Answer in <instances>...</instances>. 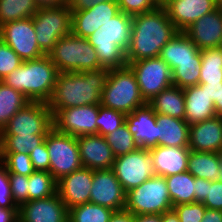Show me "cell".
I'll return each instance as SVG.
<instances>
[{"mask_svg": "<svg viewBox=\"0 0 222 222\" xmlns=\"http://www.w3.org/2000/svg\"><path fill=\"white\" fill-rule=\"evenodd\" d=\"M203 89H206L209 98L215 103L219 100L220 94L222 92V83H209V84H199Z\"/></svg>", "mask_w": 222, "mask_h": 222, "instance_id": "obj_50", "label": "cell"}, {"mask_svg": "<svg viewBox=\"0 0 222 222\" xmlns=\"http://www.w3.org/2000/svg\"><path fill=\"white\" fill-rule=\"evenodd\" d=\"M69 209L59 194L31 200L18 208V222H68Z\"/></svg>", "mask_w": 222, "mask_h": 222, "instance_id": "obj_16", "label": "cell"}, {"mask_svg": "<svg viewBox=\"0 0 222 222\" xmlns=\"http://www.w3.org/2000/svg\"><path fill=\"white\" fill-rule=\"evenodd\" d=\"M163 7L175 28L184 31L219 6L218 0H167Z\"/></svg>", "mask_w": 222, "mask_h": 222, "instance_id": "obj_19", "label": "cell"}, {"mask_svg": "<svg viewBox=\"0 0 222 222\" xmlns=\"http://www.w3.org/2000/svg\"><path fill=\"white\" fill-rule=\"evenodd\" d=\"M38 9L35 0H0V27L8 22L33 17Z\"/></svg>", "mask_w": 222, "mask_h": 222, "instance_id": "obj_33", "label": "cell"}, {"mask_svg": "<svg viewBox=\"0 0 222 222\" xmlns=\"http://www.w3.org/2000/svg\"><path fill=\"white\" fill-rule=\"evenodd\" d=\"M172 205L195 202V177L188 171L165 177Z\"/></svg>", "mask_w": 222, "mask_h": 222, "instance_id": "obj_30", "label": "cell"}, {"mask_svg": "<svg viewBox=\"0 0 222 222\" xmlns=\"http://www.w3.org/2000/svg\"><path fill=\"white\" fill-rule=\"evenodd\" d=\"M180 222H201L206 206L202 202L178 204L173 206Z\"/></svg>", "mask_w": 222, "mask_h": 222, "instance_id": "obj_43", "label": "cell"}, {"mask_svg": "<svg viewBox=\"0 0 222 222\" xmlns=\"http://www.w3.org/2000/svg\"><path fill=\"white\" fill-rule=\"evenodd\" d=\"M48 56L59 73L102 69L95 48L89 44L88 39L72 32L61 37Z\"/></svg>", "mask_w": 222, "mask_h": 222, "instance_id": "obj_5", "label": "cell"}, {"mask_svg": "<svg viewBox=\"0 0 222 222\" xmlns=\"http://www.w3.org/2000/svg\"><path fill=\"white\" fill-rule=\"evenodd\" d=\"M219 177H218V180L219 181H222V151L219 152Z\"/></svg>", "mask_w": 222, "mask_h": 222, "instance_id": "obj_58", "label": "cell"}, {"mask_svg": "<svg viewBox=\"0 0 222 222\" xmlns=\"http://www.w3.org/2000/svg\"><path fill=\"white\" fill-rule=\"evenodd\" d=\"M127 65L135 74L140 93L146 103L173 85L172 70L160 57L127 62Z\"/></svg>", "mask_w": 222, "mask_h": 222, "instance_id": "obj_10", "label": "cell"}, {"mask_svg": "<svg viewBox=\"0 0 222 222\" xmlns=\"http://www.w3.org/2000/svg\"><path fill=\"white\" fill-rule=\"evenodd\" d=\"M177 32L164 7L134 15L127 62L159 57L162 48Z\"/></svg>", "mask_w": 222, "mask_h": 222, "instance_id": "obj_1", "label": "cell"}, {"mask_svg": "<svg viewBox=\"0 0 222 222\" xmlns=\"http://www.w3.org/2000/svg\"><path fill=\"white\" fill-rule=\"evenodd\" d=\"M98 113L99 104L60 109L53 115V127L74 137L98 134Z\"/></svg>", "mask_w": 222, "mask_h": 222, "instance_id": "obj_14", "label": "cell"}, {"mask_svg": "<svg viewBox=\"0 0 222 222\" xmlns=\"http://www.w3.org/2000/svg\"><path fill=\"white\" fill-rule=\"evenodd\" d=\"M126 114L99 104V113L96 120L98 134L106 136L125 124Z\"/></svg>", "mask_w": 222, "mask_h": 222, "instance_id": "obj_39", "label": "cell"}, {"mask_svg": "<svg viewBox=\"0 0 222 222\" xmlns=\"http://www.w3.org/2000/svg\"><path fill=\"white\" fill-rule=\"evenodd\" d=\"M208 180L195 177V202H203L207 197Z\"/></svg>", "mask_w": 222, "mask_h": 222, "instance_id": "obj_48", "label": "cell"}, {"mask_svg": "<svg viewBox=\"0 0 222 222\" xmlns=\"http://www.w3.org/2000/svg\"><path fill=\"white\" fill-rule=\"evenodd\" d=\"M120 11L134 16L154 10L157 6L151 0H116Z\"/></svg>", "mask_w": 222, "mask_h": 222, "instance_id": "obj_44", "label": "cell"}, {"mask_svg": "<svg viewBox=\"0 0 222 222\" xmlns=\"http://www.w3.org/2000/svg\"><path fill=\"white\" fill-rule=\"evenodd\" d=\"M30 102L23 93L0 81V132L10 118Z\"/></svg>", "mask_w": 222, "mask_h": 222, "instance_id": "obj_31", "label": "cell"}, {"mask_svg": "<svg viewBox=\"0 0 222 222\" xmlns=\"http://www.w3.org/2000/svg\"><path fill=\"white\" fill-rule=\"evenodd\" d=\"M218 6L222 7V0H218Z\"/></svg>", "mask_w": 222, "mask_h": 222, "instance_id": "obj_60", "label": "cell"}, {"mask_svg": "<svg viewBox=\"0 0 222 222\" xmlns=\"http://www.w3.org/2000/svg\"><path fill=\"white\" fill-rule=\"evenodd\" d=\"M173 208L165 177L155 175L126 192L125 210L134 216L163 214Z\"/></svg>", "mask_w": 222, "mask_h": 222, "instance_id": "obj_7", "label": "cell"}, {"mask_svg": "<svg viewBox=\"0 0 222 222\" xmlns=\"http://www.w3.org/2000/svg\"><path fill=\"white\" fill-rule=\"evenodd\" d=\"M58 73L50 57L44 55L38 59L23 61L2 82L23 93L31 102L47 103L53 94Z\"/></svg>", "mask_w": 222, "mask_h": 222, "instance_id": "obj_4", "label": "cell"}, {"mask_svg": "<svg viewBox=\"0 0 222 222\" xmlns=\"http://www.w3.org/2000/svg\"><path fill=\"white\" fill-rule=\"evenodd\" d=\"M199 84L222 83V48L213 47L201 50Z\"/></svg>", "mask_w": 222, "mask_h": 222, "instance_id": "obj_32", "label": "cell"}, {"mask_svg": "<svg viewBox=\"0 0 222 222\" xmlns=\"http://www.w3.org/2000/svg\"><path fill=\"white\" fill-rule=\"evenodd\" d=\"M201 222H222V211L206 208Z\"/></svg>", "mask_w": 222, "mask_h": 222, "instance_id": "obj_53", "label": "cell"}, {"mask_svg": "<svg viewBox=\"0 0 222 222\" xmlns=\"http://www.w3.org/2000/svg\"><path fill=\"white\" fill-rule=\"evenodd\" d=\"M45 142L50 158L49 172L56 181L83 167L77 137L59 132L53 127L46 134Z\"/></svg>", "mask_w": 222, "mask_h": 222, "instance_id": "obj_9", "label": "cell"}, {"mask_svg": "<svg viewBox=\"0 0 222 222\" xmlns=\"http://www.w3.org/2000/svg\"><path fill=\"white\" fill-rule=\"evenodd\" d=\"M93 170L82 167L57 181V193L68 209L90 202Z\"/></svg>", "mask_w": 222, "mask_h": 222, "instance_id": "obj_18", "label": "cell"}, {"mask_svg": "<svg viewBox=\"0 0 222 222\" xmlns=\"http://www.w3.org/2000/svg\"><path fill=\"white\" fill-rule=\"evenodd\" d=\"M173 71L180 62L201 61V50L184 31H178L162 48L160 56Z\"/></svg>", "mask_w": 222, "mask_h": 222, "instance_id": "obj_26", "label": "cell"}, {"mask_svg": "<svg viewBox=\"0 0 222 222\" xmlns=\"http://www.w3.org/2000/svg\"><path fill=\"white\" fill-rule=\"evenodd\" d=\"M104 138L109 144L115 158L135 151L139 147L134 141L133 135L129 131L126 123L104 136Z\"/></svg>", "mask_w": 222, "mask_h": 222, "instance_id": "obj_37", "label": "cell"}, {"mask_svg": "<svg viewBox=\"0 0 222 222\" xmlns=\"http://www.w3.org/2000/svg\"><path fill=\"white\" fill-rule=\"evenodd\" d=\"M152 153L156 175L167 177L187 171L189 147L155 146L149 149Z\"/></svg>", "mask_w": 222, "mask_h": 222, "instance_id": "obj_24", "label": "cell"}, {"mask_svg": "<svg viewBox=\"0 0 222 222\" xmlns=\"http://www.w3.org/2000/svg\"><path fill=\"white\" fill-rule=\"evenodd\" d=\"M0 222H18V208L0 207Z\"/></svg>", "mask_w": 222, "mask_h": 222, "instance_id": "obj_51", "label": "cell"}, {"mask_svg": "<svg viewBox=\"0 0 222 222\" xmlns=\"http://www.w3.org/2000/svg\"><path fill=\"white\" fill-rule=\"evenodd\" d=\"M53 128V114L45 102H30L15 113L0 135H46Z\"/></svg>", "mask_w": 222, "mask_h": 222, "instance_id": "obj_12", "label": "cell"}, {"mask_svg": "<svg viewBox=\"0 0 222 222\" xmlns=\"http://www.w3.org/2000/svg\"><path fill=\"white\" fill-rule=\"evenodd\" d=\"M22 63L23 60L0 38V81Z\"/></svg>", "mask_w": 222, "mask_h": 222, "instance_id": "obj_41", "label": "cell"}, {"mask_svg": "<svg viewBox=\"0 0 222 222\" xmlns=\"http://www.w3.org/2000/svg\"><path fill=\"white\" fill-rule=\"evenodd\" d=\"M113 212L109 208L89 202L70 208L68 222H109Z\"/></svg>", "mask_w": 222, "mask_h": 222, "instance_id": "obj_35", "label": "cell"}, {"mask_svg": "<svg viewBox=\"0 0 222 222\" xmlns=\"http://www.w3.org/2000/svg\"><path fill=\"white\" fill-rule=\"evenodd\" d=\"M8 179L12 201L19 208L28 202V176L8 173Z\"/></svg>", "mask_w": 222, "mask_h": 222, "instance_id": "obj_42", "label": "cell"}, {"mask_svg": "<svg viewBox=\"0 0 222 222\" xmlns=\"http://www.w3.org/2000/svg\"><path fill=\"white\" fill-rule=\"evenodd\" d=\"M0 207L17 208L12 201L8 172L5 165L0 161Z\"/></svg>", "mask_w": 222, "mask_h": 222, "instance_id": "obj_47", "label": "cell"}, {"mask_svg": "<svg viewBox=\"0 0 222 222\" xmlns=\"http://www.w3.org/2000/svg\"><path fill=\"white\" fill-rule=\"evenodd\" d=\"M82 166L91 170L112 169L114 154L105 138L99 134L77 137Z\"/></svg>", "mask_w": 222, "mask_h": 222, "instance_id": "obj_20", "label": "cell"}, {"mask_svg": "<svg viewBox=\"0 0 222 222\" xmlns=\"http://www.w3.org/2000/svg\"><path fill=\"white\" fill-rule=\"evenodd\" d=\"M28 201L57 194V181L47 171H34L28 176Z\"/></svg>", "mask_w": 222, "mask_h": 222, "instance_id": "obj_34", "label": "cell"}, {"mask_svg": "<svg viewBox=\"0 0 222 222\" xmlns=\"http://www.w3.org/2000/svg\"><path fill=\"white\" fill-rule=\"evenodd\" d=\"M156 114H162L184 120L185 96L183 89L172 85L147 103Z\"/></svg>", "mask_w": 222, "mask_h": 222, "instance_id": "obj_28", "label": "cell"}, {"mask_svg": "<svg viewBox=\"0 0 222 222\" xmlns=\"http://www.w3.org/2000/svg\"><path fill=\"white\" fill-rule=\"evenodd\" d=\"M0 161L5 165L8 173L29 176L35 171L29 154L0 152Z\"/></svg>", "mask_w": 222, "mask_h": 222, "instance_id": "obj_40", "label": "cell"}, {"mask_svg": "<svg viewBox=\"0 0 222 222\" xmlns=\"http://www.w3.org/2000/svg\"><path fill=\"white\" fill-rule=\"evenodd\" d=\"M157 7H163L167 0H151Z\"/></svg>", "mask_w": 222, "mask_h": 222, "instance_id": "obj_59", "label": "cell"}, {"mask_svg": "<svg viewBox=\"0 0 222 222\" xmlns=\"http://www.w3.org/2000/svg\"><path fill=\"white\" fill-rule=\"evenodd\" d=\"M146 104L136 76L128 65L110 69L105 88L101 93L103 107L130 114Z\"/></svg>", "mask_w": 222, "mask_h": 222, "instance_id": "obj_6", "label": "cell"}, {"mask_svg": "<svg viewBox=\"0 0 222 222\" xmlns=\"http://www.w3.org/2000/svg\"><path fill=\"white\" fill-rule=\"evenodd\" d=\"M90 203L101 205L113 211L125 208L126 192L112 169L93 170Z\"/></svg>", "mask_w": 222, "mask_h": 222, "instance_id": "obj_15", "label": "cell"}, {"mask_svg": "<svg viewBox=\"0 0 222 222\" xmlns=\"http://www.w3.org/2000/svg\"><path fill=\"white\" fill-rule=\"evenodd\" d=\"M201 61H185L178 63V66L172 71L173 85L181 89L195 86L200 81Z\"/></svg>", "mask_w": 222, "mask_h": 222, "instance_id": "obj_38", "label": "cell"}, {"mask_svg": "<svg viewBox=\"0 0 222 222\" xmlns=\"http://www.w3.org/2000/svg\"><path fill=\"white\" fill-rule=\"evenodd\" d=\"M189 149L196 152L222 151V118L215 116L190 124Z\"/></svg>", "mask_w": 222, "mask_h": 222, "instance_id": "obj_22", "label": "cell"}, {"mask_svg": "<svg viewBox=\"0 0 222 222\" xmlns=\"http://www.w3.org/2000/svg\"><path fill=\"white\" fill-rule=\"evenodd\" d=\"M184 32L199 50L221 47L222 8L218 7L196 20Z\"/></svg>", "mask_w": 222, "mask_h": 222, "instance_id": "obj_21", "label": "cell"}, {"mask_svg": "<svg viewBox=\"0 0 222 222\" xmlns=\"http://www.w3.org/2000/svg\"><path fill=\"white\" fill-rule=\"evenodd\" d=\"M216 116H220L222 118V92L220 94L219 100H216L214 103Z\"/></svg>", "mask_w": 222, "mask_h": 222, "instance_id": "obj_57", "label": "cell"}, {"mask_svg": "<svg viewBox=\"0 0 222 222\" xmlns=\"http://www.w3.org/2000/svg\"><path fill=\"white\" fill-rule=\"evenodd\" d=\"M0 38L23 61L38 59L46 55L37 44L32 17L2 25Z\"/></svg>", "mask_w": 222, "mask_h": 222, "instance_id": "obj_13", "label": "cell"}, {"mask_svg": "<svg viewBox=\"0 0 222 222\" xmlns=\"http://www.w3.org/2000/svg\"><path fill=\"white\" fill-rule=\"evenodd\" d=\"M161 222H180V220L177 213L172 208L171 210L165 211L161 214Z\"/></svg>", "mask_w": 222, "mask_h": 222, "instance_id": "obj_56", "label": "cell"}, {"mask_svg": "<svg viewBox=\"0 0 222 222\" xmlns=\"http://www.w3.org/2000/svg\"><path fill=\"white\" fill-rule=\"evenodd\" d=\"M185 96V118L190 125L216 116L214 102L206 89L199 84L183 89Z\"/></svg>", "mask_w": 222, "mask_h": 222, "instance_id": "obj_25", "label": "cell"}, {"mask_svg": "<svg viewBox=\"0 0 222 222\" xmlns=\"http://www.w3.org/2000/svg\"><path fill=\"white\" fill-rule=\"evenodd\" d=\"M132 17L120 11L90 37L102 68L116 69L127 65L126 51L130 46Z\"/></svg>", "mask_w": 222, "mask_h": 222, "instance_id": "obj_3", "label": "cell"}, {"mask_svg": "<svg viewBox=\"0 0 222 222\" xmlns=\"http://www.w3.org/2000/svg\"><path fill=\"white\" fill-rule=\"evenodd\" d=\"M134 222H161L159 214H145L134 216Z\"/></svg>", "mask_w": 222, "mask_h": 222, "instance_id": "obj_55", "label": "cell"}, {"mask_svg": "<svg viewBox=\"0 0 222 222\" xmlns=\"http://www.w3.org/2000/svg\"><path fill=\"white\" fill-rule=\"evenodd\" d=\"M219 153L190 151L187 171L196 178L215 181L219 177Z\"/></svg>", "mask_w": 222, "mask_h": 222, "instance_id": "obj_29", "label": "cell"}, {"mask_svg": "<svg viewBox=\"0 0 222 222\" xmlns=\"http://www.w3.org/2000/svg\"><path fill=\"white\" fill-rule=\"evenodd\" d=\"M119 12L117 1H104L89 9L72 11L71 32L87 39Z\"/></svg>", "mask_w": 222, "mask_h": 222, "instance_id": "obj_17", "label": "cell"}, {"mask_svg": "<svg viewBox=\"0 0 222 222\" xmlns=\"http://www.w3.org/2000/svg\"><path fill=\"white\" fill-rule=\"evenodd\" d=\"M32 19L37 44L46 55L61 37L71 33L72 10L69 3L60 7L39 8Z\"/></svg>", "mask_w": 222, "mask_h": 222, "instance_id": "obj_8", "label": "cell"}, {"mask_svg": "<svg viewBox=\"0 0 222 222\" xmlns=\"http://www.w3.org/2000/svg\"><path fill=\"white\" fill-rule=\"evenodd\" d=\"M46 135H0V152L29 154L39 146Z\"/></svg>", "mask_w": 222, "mask_h": 222, "instance_id": "obj_36", "label": "cell"}, {"mask_svg": "<svg viewBox=\"0 0 222 222\" xmlns=\"http://www.w3.org/2000/svg\"><path fill=\"white\" fill-rule=\"evenodd\" d=\"M39 8L60 7L68 3V0H35Z\"/></svg>", "mask_w": 222, "mask_h": 222, "instance_id": "obj_54", "label": "cell"}, {"mask_svg": "<svg viewBox=\"0 0 222 222\" xmlns=\"http://www.w3.org/2000/svg\"><path fill=\"white\" fill-rule=\"evenodd\" d=\"M157 145L166 147H188L190 125L182 119L156 114Z\"/></svg>", "mask_w": 222, "mask_h": 222, "instance_id": "obj_27", "label": "cell"}, {"mask_svg": "<svg viewBox=\"0 0 222 222\" xmlns=\"http://www.w3.org/2000/svg\"><path fill=\"white\" fill-rule=\"evenodd\" d=\"M110 69L58 73L53 94L47 102L52 114L60 109L101 104Z\"/></svg>", "mask_w": 222, "mask_h": 222, "instance_id": "obj_2", "label": "cell"}, {"mask_svg": "<svg viewBox=\"0 0 222 222\" xmlns=\"http://www.w3.org/2000/svg\"><path fill=\"white\" fill-rule=\"evenodd\" d=\"M125 123L139 147L150 149L157 146L156 113L148 104L126 114Z\"/></svg>", "mask_w": 222, "mask_h": 222, "instance_id": "obj_23", "label": "cell"}, {"mask_svg": "<svg viewBox=\"0 0 222 222\" xmlns=\"http://www.w3.org/2000/svg\"><path fill=\"white\" fill-rule=\"evenodd\" d=\"M104 1H116V0H68V3L72 11H80L89 9L93 5L100 4Z\"/></svg>", "mask_w": 222, "mask_h": 222, "instance_id": "obj_49", "label": "cell"}, {"mask_svg": "<svg viewBox=\"0 0 222 222\" xmlns=\"http://www.w3.org/2000/svg\"><path fill=\"white\" fill-rule=\"evenodd\" d=\"M35 171L49 172L50 158L45 140L29 153Z\"/></svg>", "mask_w": 222, "mask_h": 222, "instance_id": "obj_46", "label": "cell"}, {"mask_svg": "<svg viewBox=\"0 0 222 222\" xmlns=\"http://www.w3.org/2000/svg\"><path fill=\"white\" fill-rule=\"evenodd\" d=\"M112 170L125 192L138 187L156 175L152 153L138 147L135 151L116 157Z\"/></svg>", "mask_w": 222, "mask_h": 222, "instance_id": "obj_11", "label": "cell"}, {"mask_svg": "<svg viewBox=\"0 0 222 222\" xmlns=\"http://www.w3.org/2000/svg\"><path fill=\"white\" fill-rule=\"evenodd\" d=\"M109 222H134V215L125 209L114 211Z\"/></svg>", "mask_w": 222, "mask_h": 222, "instance_id": "obj_52", "label": "cell"}, {"mask_svg": "<svg viewBox=\"0 0 222 222\" xmlns=\"http://www.w3.org/2000/svg\"><path fill=\"white\" fill-rule=\"evenodd\" d=\"M207 194L202 202L206 208L222 211V181L208 180Z\"/></svg>", "mask_w": 222, "mask_h": 222, "instance_id": "obj_45", "label": "cell"}]
</instances>
